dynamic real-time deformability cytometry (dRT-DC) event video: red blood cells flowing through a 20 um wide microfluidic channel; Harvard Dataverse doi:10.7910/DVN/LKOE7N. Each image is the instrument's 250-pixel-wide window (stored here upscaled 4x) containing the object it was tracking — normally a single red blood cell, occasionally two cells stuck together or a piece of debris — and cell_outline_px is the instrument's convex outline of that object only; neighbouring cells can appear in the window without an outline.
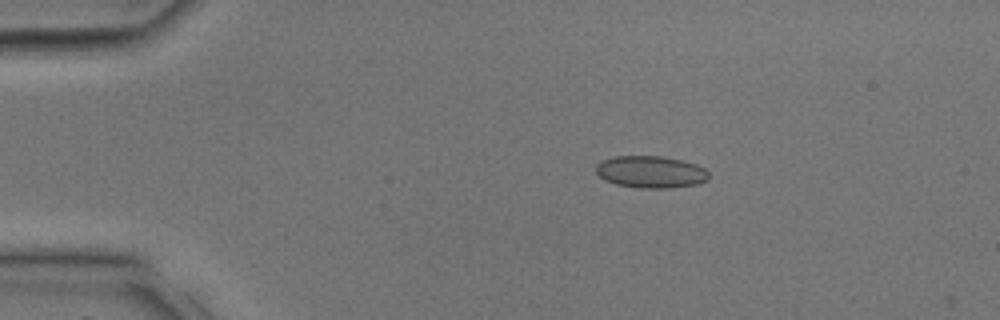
{"species": "common noctule bat (a hibernating species)", "species_latin": "Nyctalus noctula", "temperature_condition": "room temperature", "stored_images_in_passage": 9, "camera_frame_rate_fps": 3000, "um_per_image_px": 0.085, "animal": {"sex": "male", "body_mass_g": 17.9, "forearm_length_mm": 54.2}, "frame": {"image": 1, "passage_image": 7, "time_ms": 2.0, "image_size_px": [1000, 320], "cell_outline_px": [[708, 180], [700, 184], [672, 188], [640, 188], [616, 184], [604, 180], [596, 172], [596, 164], [604, 160], [616, 156], [660, 156], [680, 160], [696, 164], [704, 168], [708, 172]], "centroid_in_image_um": [55.33, 14.62], "position_along_channel_um": 29.7, "area_um2": 21.1}}